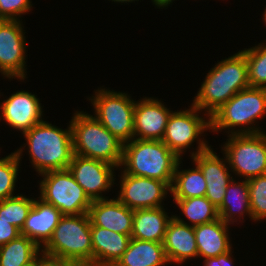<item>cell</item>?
<instances>
[{
    "instance_id": "obj_1",
    "label": "cell",
    "mask_w": 266,
    "mask_h": 266,
    "mask_svg": "<svg viewBox=\"0 0 266 266\" xmlns=\"http://www.w3.org/2000/svg\"><path fill=\"white\" fill-rule=\"evenodd\" d=\"M249 87L246 58L238 51L209 70L191 104L211 117L237 92Z\"/></svg>"
},
{
    "instance_id": "obj_2",
    "label": "cell",
    "mask_w": 266,
    "mask_h": 266,
    "mask_svg": "<svg viewBox=\"0 0 266 266\" xmlns=\"http://www.w3.org/2000/svg\"><path fill=\"white\" fill-rule=\"evenodd\" d=\"M27 141L32 166L42 174L48 171L66 170L73 157L72 130L42 121L22 133Z\"/></svg>"
},
{
    "instance_id": "obj_3",
    "label": "cell",
    "mask_w": 266,
    "mask_h": 266,
    "mask_svg": "<svg viewBox=\"0 0 266 266\" xmlns=\"http://www.w3.org/2000/svg\"><path fill=\"white\" fill-rule=\"evenodd\" d=\"M179 160L180 158L162 140L134 138L123 144L120 168H124L126 174L158 179L171 187Z\"/></svg>"
},
{
    "instance_id": "obj_4",
    "label": "cell",
    "mask_w": 266,
    "mask_h": 266,
    "mask_svg": "<svg viewBox=\"0 0 266 266\" xmlns=\"http://www.w3.org/2000/svg\"><path fill=\"white\" fill-rule=\"evenodd\" d=\"M265 114L266 88L249 87L237 92L210 117L211 132L227 129L228 135L262 133L265 131L255 126V121Z\"/></svg>"
},
{
    "instance_id": "obj_5",
    "label": "cell",
    "mask_w": 266,
    "mask_h": 266,
    "mask_svg": "<svg viewBox=\"0 0 266 266\" xmlns=\"http://www.w3.org/2000/svg\"><path fill=\"white\" fill-rule=\"evenodd\" d=\"M73 154L101 160L119 169L123 159V143L93 115L75 111L70 121Z\"/></svg>"
},
{
    "instance_id": "obj_6",
    "label": "cell",
    "mask_w": 266,
    "mask_h": 266,
    "mask_svg": "<svg viewBox=\"0 0 266 266\" xmlns=\"http://www.w3.org/2000/svg\"><path fill=\"white\" fill-rule=\"evenodd\" d=\"M42 252L72 266H93L91 221L88 213L63 215Z\"/></svg>"
},
{
    "instance_id": "obj_7",
    "label": "cell",
    "mask_w": 266,
    "mask_h": 266,
    "mask_svg": "<svg viewBox=\"0 0 266 266\" xmlns=\"http://www.w3.org/2000/svg\"><path fill=\"white\" fill-rule=\"evenodd\" d=\"M95 118L123 144L134 139L135 102L129 94L98 88L89 97Z\"/></svg>"
},
{
    "instance_id": "obj_8",
    "label": "cell",
    "mask_w": 266,
    "mask_h": 266,
    "mask_svg": "<svg viewBox=\"0 0 266 266\" xmlns=\"http://www.w3.org/2000/svg\"><path fill=\"white\" fill-rule=\"evenodd\" d=\"M190 106L191 107L187 110L184 109L171 112L162 139L170 150L180 159L187 149L196 141L198 144V146H196L197 150L190 153L191 157L210 147L207 141L204 140V137L199 138L205 131L211 130L210 117L200 116L198 113H202V111L192 104Z\"/></svg>"
},
{
    "instance_id": "obj_9",
    "label": "cell",
    "mask_w": 266,
    "mask_h": 266,
    "mask_svg": "<svg viewBox=\"0 0 266 266\" xmlns=\"http://www.w3.org/2000/svg\"><path fill=\"white\" fill-rule=\"evenodd\" d=\"M223 145L231 172L246 180L266 174V133L232 134Z\"/></svg>"
},
{
    "instance_id": "obj_10",
    "label": "cell",
    "mask_w": 266,
    "mask_h": 266,
    "mask_svg": "<svg viewBox=\"0 0 266 266\" xmlns=\"http://www.w3.org/2000/svg\"><path fill=\"white\" fill-rule=\"evenodd\" d=\"M40 199L54 205L63 215L88 213L93 202L68 169L40 174Z\"/></svg>"
},
{
    "instance_id": "obj_11",
    "label": "cell",
    "mask_w": 266,
    "mask_h": 266,
    "mask_svg": "<svg viewBox=\"0 0 266 266\" xmlns=\"http://www.w3.org/2000/svg\"><path fill=\"white\" fill-rule=\"evenodd\" d=\"M21 20H0V73L8 79L26 78V39Z\"/></svg>"
},
{
    "instance_id": "obj_12",
    "label": "cell",
    "mask_w": 266,
    "mask_h": 266,
    "mask_svg": "<svg viewBox=\"0 0 266 266\" xmlns=\"http://www.w3.org/2000/svg\"><path fill=\"white\" fill-rule=\"evenodd\" d=\"M120 190L116 197L132 210L162 207L171 187L158 179L126 174L121 170Z\"/></svg>"
},
{
    "instance_id": "obj_13",
    "label": "cell",
    "mask_w": 266,
    "mask_h": 266,
    "mask_svg": "<svg viewBox=\"0 0 266 266\" xmlns=\"http://www.w3.org/2000/svg\"><path fill=\"white\" fill-rule=\"evenodd\" d=\"M67 169L92 201L107 199L102 192L111 190L115 184L117 167L101 160L73 154Z\"/></svg>"
},
{
    "instance_id": "obj_14",
    "label": "cell",
    "mask_w": 266,
    "mask_h": 266,
    "mask_svg": "<svg viewBox=\"0 0 266 266\" xmlns=\"http://www.w3.org/2000/svg\"><path fill=\"white\" fill-rule=\"evenodd\" d=\"M43 107L35 94L21 90L0 103V121L24 133L44 121Z\"/></svg>"
},
{
    "instance_id": "obj_15",
    "label": "cell",
    "mask_w": 266,
    "mask_h": 266,
    "mask_svg": "<svg viewBox=\"0 0 266 266\" xmlns=\"http://www.w3.org/2000/svg\"><path fill=\"white\" fill-rule=\"evenodd\" d=\"M223 157L219 158L211 146L191 157L192 162L201 169L204 175L206 181L205 197L217 208L222 204L226 188L233 180L224 154Z\"/></svg>"
},
{
    "instance_id": "obj_16",
    "label": "cell",
    "mask_w": 266,
    "mask_h": 266,
    "mask_svg": "<svg viewBox=\"0 0 266 266\" xmlns=\"http://www.w3.org/2000/svg\"><path fill=\"white\" fill-rule=\"evenodd\" d=\"M163 101L145 97L135 102L134 138L140 140H162L168 118L172 112Z\"/></svg>"
},
{
    "instance_id": "obj_17",
    "label": "cell",
    "mask_w": 266,
    "mask_h": 266,
    "mask_svg": "<svg viewBox=\"0 0 266 266\" xmlns=\"http://www.w3.org/2000/svg\"><path fill=\"white\" fill-rule=\"evenodd\" d=\"M88 215L94 226L131 236L134 210L117 198L94 200L89 207Z\"/></svg>"
},
{
    "instance_id": "obj_18",
    "label": "cell",
    "mask_w": 266,
    "mask_h": 266,
    "mask_svg": "<svg viewBox=\"0 0 266 266\" xmlns=\"http://www.w3.org/2000/svg\"><path fill=\"white\" fill-rule=\"evenodd\" d=\"M62 216L61 211L54 205L48 204L40 198H34L33 206L20 233L42 249L51 239Z\"/></svg>"
},
{
    "instance_id": "obj_19",
    "label": "cell",
    "mask_w": 266,
    "mask_h": 266,
    "mask_svg": "<svg viewBox=\"0 0 266 266\" xmlns=\"http://www.w3.org/2000/svg\"><path fill=\"white\" fill-rule=\"evenodd\" d=\"M166 257L171 265L198 258L194 227L178 222L174 217L168 222L163 241Z\"/></svg>"
},
{
    "instance_id": "obj_20",
    "label": "cell",
    "mask_w": 266,
    "mask_h": 266,
    "mask_svg": "<svg viewBox=\"0 0 266 266\" xmlns=\"http://www.w3.org/2000/svg\"><path fill=\"white\" fill-rule=\"evenodd\" d=\"M93 266H113L127 250L130 235L120 234L91 223Z\"/></svg>"
},
{
    "instance_id": "obj_21",
    "label": "cell",
    "mask_w": 266,
    "mask_h": 266,
    "mask_svg": "<svg viewBox=\"0 0 266 266\" xmlns=\"http://www.w3.org/2000/svg\"><path fill=\"white\" fill-rule=\"evenodd\" d=\"M230 225L220 218L209 223L194 226L198 257L212 258L232 249L229 235Z\"/></svg>"
},
{
    "instance_id": "obj_22",
    "label": "cell",
    "mask_w": 266,
    "mask_h": 266,
    "mask_svg": "<svg viewBox=\"0 0 266 266\" xmlns=\"http://www.w3.org/2000/svg\"><path fill=\"white\" fill-rule=\"evenodd\" d=\"M167 214L164 206L134 210L131 238L163 243L168 222L173 217Z\"/></svg>"
},
{
    "instance_id": "obj_23",
    "label": "cell",
    "mask_w": 266,
    "mask_h": 266,
    "mask_svg": "<svg viewBox=\"0 0 266 266\" xmlns=\"http://www.w3.org/2000/svg\"><path fill=\"white\" fill-rule=\"evenodd\" d=\"M169 261L163 243L131 238L127 250L113 266H165Z\"/></svg>"
},
{
    "instance_id": "obj_24",
    "label": "cell",
    "mask_w": 266,
    "mask_h": 266,
    "mask_svg": "<svg viewBox=\"0 0 266 266\" xmlns=\"http://www.w3.org/2000/svg\"><path fill=\"white\" fill-rule=\"evenodd\" d=\"M249 200V186L247 180L243 179L241 182H236L233 178L226 188L222 204L217 208L219 218L229 225L237 222L238 219L242 217L244 218V214L248 215L250 220H252ZM236 215L238 219L235 218Z\"/></svg>"
},
{
    "instance_id": "obj_25",
    "label": "cell",
    "mask_w": 266,
    "mask_h": 266,
    "mask_svg": "<svg viewBox=\"0 0 266 266\" xmlns=\"http://www.w3.org/2000/svg\"><path fill=\"white\" fill-rule=\"evenodd\" d=\"M182 160L177 163L173 183L171 186V196L173 199H188L192 197H202L206 194V181L201 169L195 164V168L179 170Z\"/></svg>"
},
{
    "instance_id": "obj_26",
    "label": "cell",
    "mask_w": 266,
    "mask_h": 266,
    "mask_svg": "<svg viewBox=\"0 0 266 266\" xmlns=\"http://www.w3.org/2000/svg\"><path fill=\"white\" fill-rule=\"evenodd\" d=\"M41 252L31 239L20 235L0 247V266H32Z\"/></svg>"
},
{
    "instance_id": "obj_27",
    "label": "cell",
    "mask_w": 266,
    "mask_h": 266,
    "mask_svg": "<svg viewBox=\"0 0 266 266\" xmlns=\"http://www.w3.org/2000/svg\"><path fill=\"white\" fill-rule=\"evenodd\" d=\"M178 208L184 214L185 218L191 223H187L180 216L173 217L180 223L190 226H197L204 223H209L219 218L217 207L205 197H192L188 199H173Z\"/></svg>"
},
{
    "instance_id": "obj_28",
    "label": "cell",
    "mask_w": 266,
    "mask_h": 266,
    "mask_svg": "<svg viewBox=\"0 0 266 266\" xmlns=\"http://www.w3.org/2000/svg\"><path fill=\"white\" fill-rule=\"evenodd\" d=\"M23 147L0 159V201L14 194ZM14 194V195H13Z\"/></svg>"
},
{
    "instance_id": "obj_29",
    "label": "cell",
    "mask_w": 266,
    "mask_h": 266,
    "mask_svg": "<svg viewBox=\"0 0 266 266\" xmlns=\"http://www.w3.org/2000/svg\"><path fill=\"white\" fill-rule=\"evenodd\" d=\"M266 44V43H265ZM241 50L245 55L250 87L266 88V45Z\"/></svg>"
},
{
    "instance_id": "obj_30",
    "label": "cell",
    "mask_w": 266,
    "mask_h": 266,
    "mask_svg": "<svg viewBox=\"0 0 266 266\" xmlns=\"http://www.w3.org/2000/svg\"><path fill=\"white\" fill-rule=\"evenodd\" d=\"M33 203V198H27L22 194L1 200L0 217L21 230Z\"/></svg>"
},
{
    "instance_id": "obj_31",
    "label": "cell",
    "mask_w": 266,
    "mask_h": 266,
    "mask_svg": "<svg viewBox=\"0 0 266 266\" xmlns=\"http://www.w3.org/2000/svg\"><path fill=\"white\" fill-rule=\"evenodd\" d=\"M252 220H266V174L247 180Z\"/></svg>"
},
{
    "instance_id": "obj_32",
    "label": "cell",
    "mask_w": 266,
    "mask_h": 266,
    "mask_svg": "<svg viewBox=\"0 0 266 266\" xmlns=\"http://www.w3.org/2000/svg\"><path fill=\"white\" fill-rule=\"evenodd\" d=\"M31 0H0V20H20L23 14L30 12Z\"/></svg>"
},
{
    "instance_id": "obj_33",
    "label": "cell",
    "mask_w": 266,
    "mask_h": 266,
    "mask_svg": "<svg viewBox=\"0 0 266 266\" xmlns=\"http://www.w3.org/2000/svg\"><path fill=\"white\" fill-rule=\"evenodd\" d=\"M20 235V229L0 217V247L11 240L17 239Z\"/></svg>"
},
{
    "instance_id": "obj_34",
    "label": "cell",
    "mask_w": 266,
    "mask_h": 266,
    "mask_svg": "<svg viewBox=\"0 0 266 266\" xmlns=\"http://www.w3.org/2000/svg\"><path fill=\"white\" fill-rule=\"evenodd\" d=\"M32 266H72L69 262L58 257L41 252L34 260Z\"/></svg>"
},
{
    "instance_id": "obj_35",
    "label": "cell",
    "mask_w": 266,
    "mask_h": 266,
    "mask_svg": "<svg viewBox=\"0 0 266 266\" xmlns=\"http://www.w3.org/2000/svg\"><path fill=\"white\" fill-rule=\"evenodd\" d=\"M232 249L217 257L203 259L204 266H233Z\"/></svg>"
},
{
    "instance_id": "obj_36",
    "label": "cell",
    "mask_w": 266,
    "mask_h": 266,
    "mask_svg": "<svg viewBox=\"0 0 266 266\" xmlns=\"http://www.w3.org/2000/svg\"><path fill=\"white\" fill-rule=\"evenodd\" d=\"M174 0H155L156 4L159 6V8L168 7Z\"/></svg>"
},
{
    "instance_id": "obj_37",
    "label": "cell",
    "mask_w": 266,
    "mask_h": 266,
    "mask_svg": "<svg viewBox=\"0 0 266 266\" xmlns=\"http://www.w3.org/2000/svg\"><path fill=\"white\" fill-rule=\"evenodd\" d=\"M112 1H114V2H121V3H124L125 4V2L127 3V2H135V1H137V0H112ZM139 1V0H138ZM154 4H155V6H157V7H159L157 4H156V2H155V0H151Z\"/></svg>"
},
{
    "instance_id": "obj_38",
    "label": "cell",
    "mask_w": 266,
    "mask_h": 266,
    "mask_svg": "<svg viewBox=\"0 0 266 266\" xmlns=\"http://www.w3.org/2000/svg\"><path fill=\"white\" fill-rule=\"evenodd\" d=\"M264 15H263V21L265 22V24H266V9H265V11H264V13H263Z\"/></svg>"
}]
</instances>
